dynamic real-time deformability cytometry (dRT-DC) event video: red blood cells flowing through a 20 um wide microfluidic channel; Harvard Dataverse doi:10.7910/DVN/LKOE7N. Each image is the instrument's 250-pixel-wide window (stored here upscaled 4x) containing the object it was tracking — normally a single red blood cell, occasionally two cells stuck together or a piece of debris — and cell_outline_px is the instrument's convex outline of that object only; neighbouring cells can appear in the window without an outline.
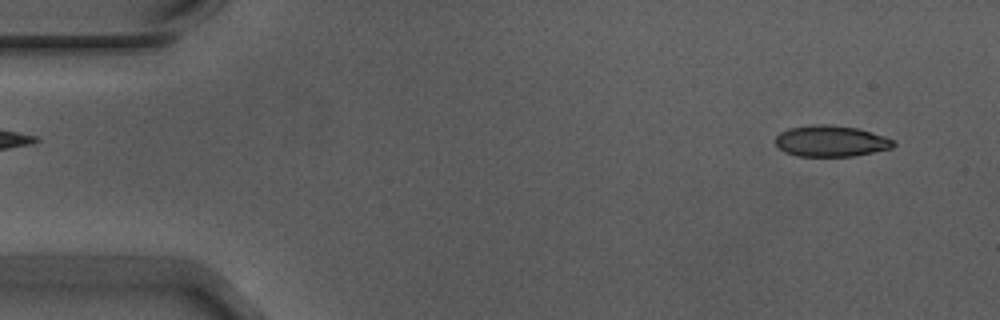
{"species": "Egyptian fruit bat (a non-hibernating species)", "species_latin": "Rousettus aegyptiacus", "temperature_condition": "warm", "stored_images_in_passage": 54, "camera_frame_rate_fps": 3000, "um_per_image_px": 0.085, "animal": {"sex": "male"}, "frame": {"image": 1, "passage_image": 3, "time_ms": 0.667, "image_size_px": [1000, 320], "cell_outline_px": [[896, 144], [892, 148], [852, 156], [796, 156], [784, 152], [776, 144], [776, 136], [780, 132], [788, 128], [816, 124], [832, 124], [856, 128], [884, 136], [892, 140]], "centroid_in_image_um": [70.6, 11.99], "position_along_channel_um": 14.4, "area_um2": 21.33}}
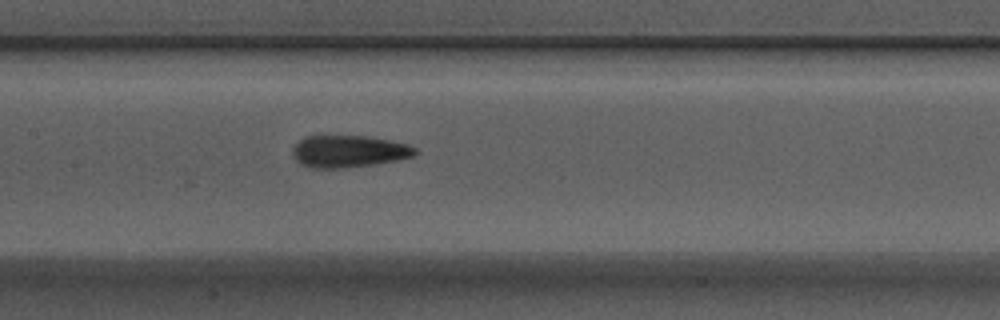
{"frame": {"image": 2, "passage_image": 25, "time_ms": 8.0, "image_size_px": [1000, 320], "cell_outline_px": [[420, 152], [412, 156], [396, 160], [376, 164], [344, 168], [308, 168], [300, 164], [296, 160], [292, 152], [292, 148], [300, 140], [308, 136], [364, 136], [388, 140], [408, 144], [416, 148]], "centroid_in_image_um": [29.64, 12.88], "position_along_channel_um": 177.8, "area_um2": 22.89}}
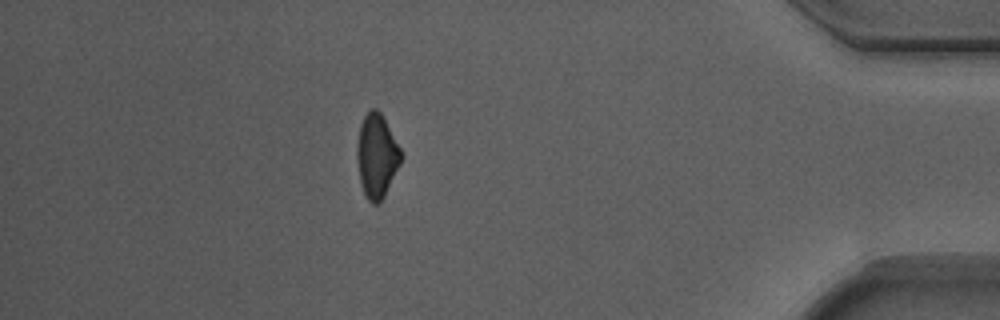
{"frame": {"image": 3, "passage_image": 47, "time_ms": 15.333, "image_size_px": [1000, 320], "cell_outline_px": [[404, 156], [384, 196], [376, 204], [372, 204], [368, 200], [360, 184], [356, 156], [356, 144], [360, 124], [364, 116], [372, 108], [376, 108], [380, 112], [400, 148]], "centroid_in_image_um": [32.0, 13.25], "position_along_channel_um": 403.2, "area_um2": 21.44}, "authors_computed_cell_mechanics": {"area_um2": 21.964, "velocity_mm_per_s": 3.7302, "shape_relaxation_time_tau1_ms": 7.0359, "shape_relaxation_time_tau2_ms": 1.8629, "deformation_change_tau1": 0.1465, "deformation_change_tau2": 0.0945}}